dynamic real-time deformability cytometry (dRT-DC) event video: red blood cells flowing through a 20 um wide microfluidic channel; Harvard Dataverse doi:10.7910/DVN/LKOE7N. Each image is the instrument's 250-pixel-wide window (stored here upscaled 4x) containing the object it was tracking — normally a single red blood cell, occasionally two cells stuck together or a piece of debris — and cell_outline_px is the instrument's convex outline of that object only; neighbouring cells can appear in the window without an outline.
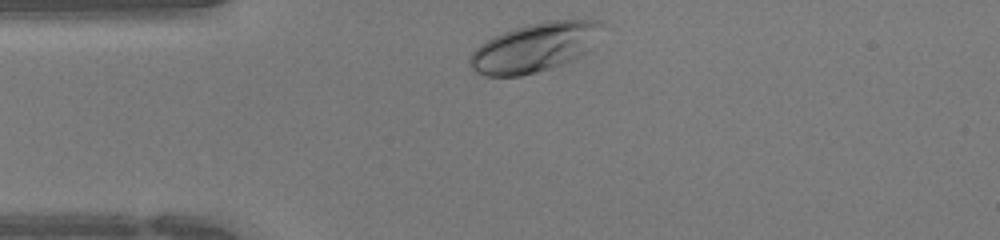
{"species": "human", "species_latin": "Homo sapiens", "temperature_condition": "warm", "stored_images_in_passage": 26, "camera_frame_rate_fps": 3000, "um_per_image_px": 0.085, "donor": {"sex": "female"}, "frame": {"image": 1, "passage_image": 1, "time_ms": 0.0, "image_size_px": [1000, 240], "cell_outline_px": [[604, 24], [584, 52], [580, 56], [572, 60], [536, 72], [520, 76], [484, 76], [476, 72], [468, 64], [468, 56], [480, 44], [492, 36], [528, 24], [548, 20], [600, 20]], "centroid_in_image_um": [45.35, 4.03], "position_along_channel_um": 39.6, "area_um2": 37.17}}
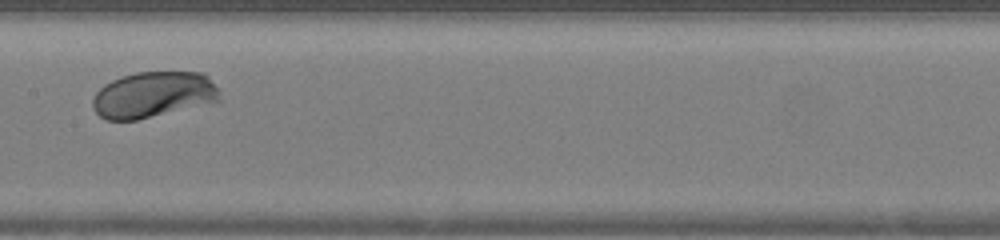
{"frame": {"image": 2, "passage_image": 13, "time_ms": 4.0, "image_size_px": [1000, 240], "cell_outline_px": [[220, 100], [136, 120], [104, 120], [92, 108], [92, 100], [96, 92], [104, 84], [120, 76], [136, 72], [204, 72], [208, 76], [220, 92]], "centroid_in_image_um": [12.99, 8.03], "position_along_channel_um": 194.4, "area_um2": 33.93}}
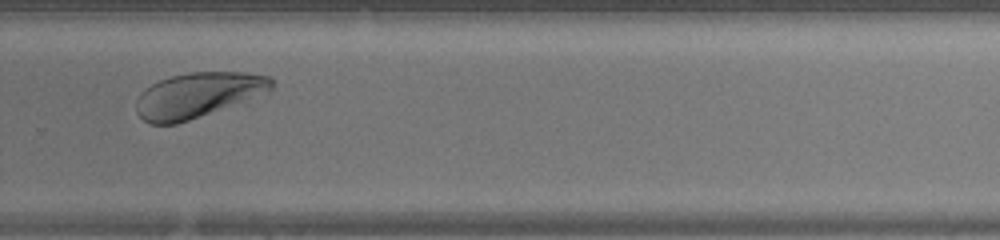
{"frame": {"image": 3, "passage_image": 21, "time_ms": 6.667, "image_size_px": [1000, 240], "cell_outline_px": [[276, 80], [272, 88], [268, 92], [188, 120], [176, 124], [148, 124], [136, 112], [136, 100], [140, 92], [144, 88], [160, 80], [172, 76], [188, 72], [248, 72], [272, 76]], "centroid_in_image_um": [16.82, 8.06], "position_along_channel_um": 313.0, "area_um2": 35.49}}